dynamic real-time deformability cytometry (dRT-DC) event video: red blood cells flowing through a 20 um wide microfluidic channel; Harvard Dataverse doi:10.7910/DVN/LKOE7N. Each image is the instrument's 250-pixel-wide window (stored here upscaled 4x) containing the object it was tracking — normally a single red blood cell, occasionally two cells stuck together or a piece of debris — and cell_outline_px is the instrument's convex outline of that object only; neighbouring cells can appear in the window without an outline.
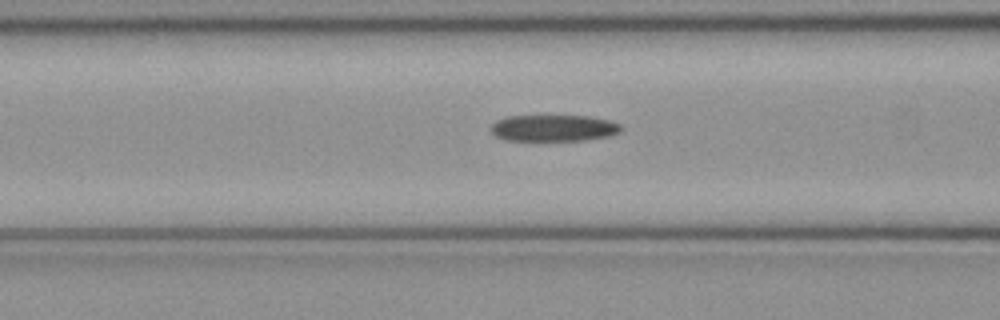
{"species": "common noctule bat (a hibernating species)", "species_latin": "Nyctalus noctula", "temperature_condition": "cold", "stored_images_in_passage": 40, "camera_frame_rate_fps": 3000, "um_per_image_px": 0.085, "animal": {"sex": "female", "body_mass_g": 21.9}, "frame": {"image": 1, "passage_image": 9, "time_ms": 2.667, "image_size_px": [1000, 320], "cell_outline_px": [[624, 128], [620, 132], [608, 136], [584, 140], [504, 140], [496, 136], [488, 128], [496, 120], [504, 116], [588, 116], [608, 120], [620, 124]], "centroid_in_image_um": [47.03, 10.88], "position_along_channel_um": 119.6, "area_um2": 20.17}}
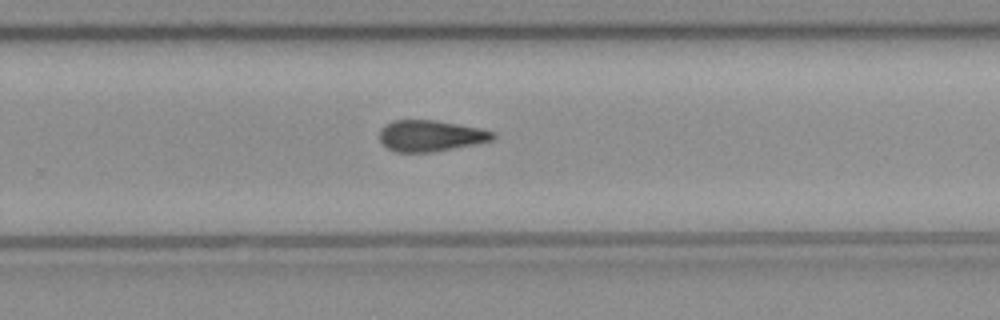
{"frame": {"image": 2, "passage_image": 22, "time_ms": 7.0, "image_size_px": [1000, 320], "cell_outline_px": [[496, 136], [492, 140], [476, 144], [432, 152], [396, 152], [388, 148], [380, 140], [380, 128], [384, 124], [392, 120], [436, 120], [480, 128], [496, 132]], "centroid_in_image_um": [36.6, 11.53], "position_along_channel_um": 293.2, "area_um2": 20.69}}
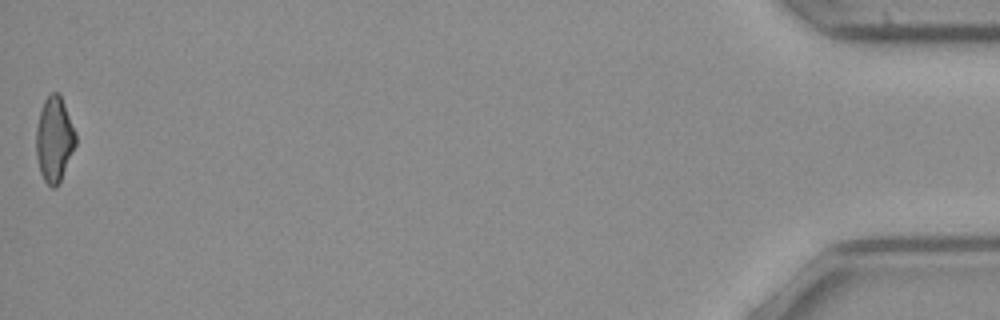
{"frame": {"image": 3, "passage_image": 40, "time_ms": 13.0, "image_size_px": [1000, 320], "cell_outline_px": [[76, 144], [60, 180], [56, 188], [52, 188], [44, 180], [40, 172], [36, 156], [36, 128], [40, 112], [44, 100], [52, 92], [60, 92], [76, 132]], "centroid_in_image_um": [4.61, 11.82], "position_along_channel_um": 430.6, "area_um2": 19.59}, "authors_computed_cell_mechanics": {"area_um2": 20.8658, "velocity_mm_per_s": 4.0022, "shape_relaxation_time_tau1_ms": null, "shape_relaxation_time_tau2_ms": 6.4632, "deformation_change_tau1": null, "deformation_change_tau2": 0.1749}}